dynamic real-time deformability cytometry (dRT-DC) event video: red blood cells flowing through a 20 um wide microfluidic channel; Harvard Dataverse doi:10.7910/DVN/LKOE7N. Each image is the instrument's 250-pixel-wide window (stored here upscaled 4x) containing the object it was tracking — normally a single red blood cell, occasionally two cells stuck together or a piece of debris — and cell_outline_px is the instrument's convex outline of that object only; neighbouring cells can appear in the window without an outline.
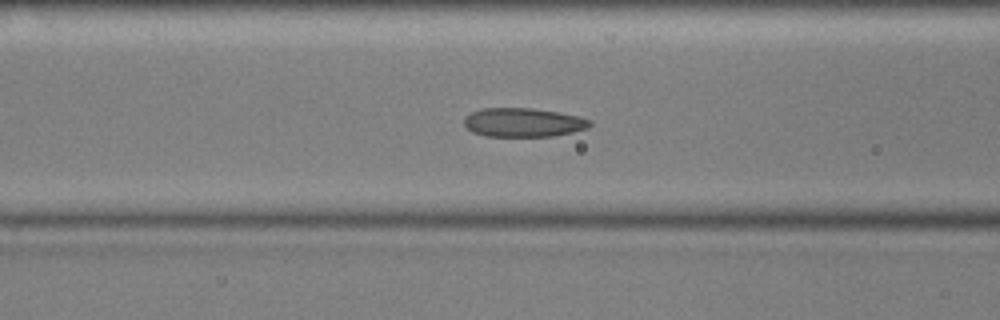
{"species": "common noctule bat (a hibernating species)", "species_latin": "Nyctalus noctula", "temperature_condition": "cold", "stored_images_in_passage": 56, "camera_frame_rate_fps": 3000, "um_per_image_px": 0.085, "animal": {"sex": "male", "body_mass_g": 17.9, "forearm_length_mm": 54.2}, "frame": {"image": 1, "passage_image": 21, "time_ms": 6.667, "image_size_px": [1000, 320], "cell_outline_px": [[592, 124], [588, 128], [572, 132], [552, 136], [484, 136], [472, 132], [464, 124], [464, 116], [480, 108], [532, 108], [556, 112], [576, 116], [592, 120]], "centroid_in_image_um": [44.45, 10.41], "position_along_channel_um": 122.2, "area_um2": 21.15}}
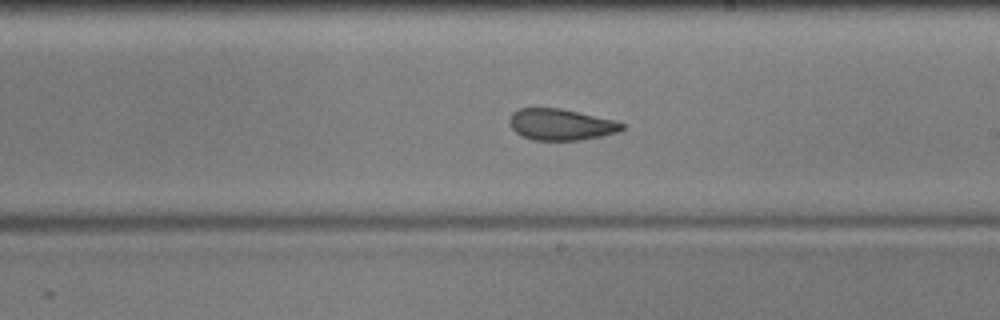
{"frame": {"image": 2, "passage_image": 31, "time_ms": 10.0, "image_size_px": [1000, 320], "cell_outline_px": [[624, 128], [616, 132], [600, 136], [580, 140], [532, 140], [516, 132], [512, 128], [508, 120], [512, 112], [520, 108], [560, 108], [612, 120], [624, 124]], "centroid_in_image_um": [47.62, 10.58], "position_along_channel_um": 241.4, "area_um2": 20.23}}
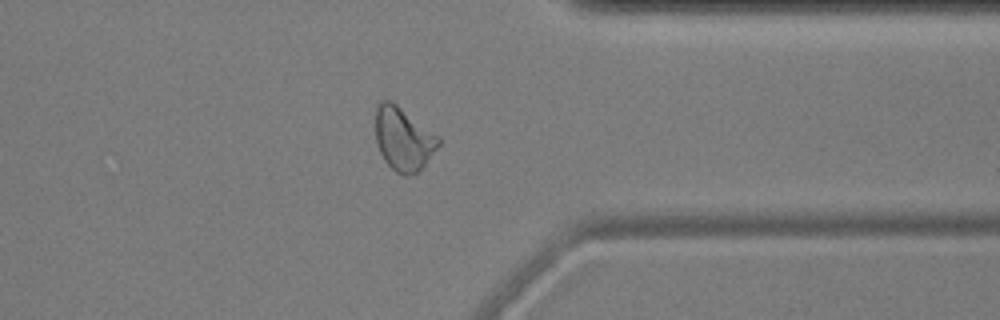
{"frame": {"image": 3, "passage_image": 43, "time_ms": 14.0, "image_size_px": [1000, 320], "cell_outline_px": [[440, 144], [424, 164], [416, 172], [408, 176], [404, 176], [396, 172], [384, 160], [380, 152], [376, 140], [376, 104], [380, 100], [392, 100], [440, 136]], "centroid_in_image_um": [34.28, 11.77], "position_along_channel_um": 377.1, "area_um2": 23.29}, "authors_computed_cell_mechanics": {"area_um2": 22.5709, "velocity_mm_per_s": 3.5734, "shape_relaxation_time_tau1_ms": null, "shape_relaxation_time_tau2_ms": 2.53, "deformation_change_tau1": null, "deformation_change_tau2": 0.0871}}